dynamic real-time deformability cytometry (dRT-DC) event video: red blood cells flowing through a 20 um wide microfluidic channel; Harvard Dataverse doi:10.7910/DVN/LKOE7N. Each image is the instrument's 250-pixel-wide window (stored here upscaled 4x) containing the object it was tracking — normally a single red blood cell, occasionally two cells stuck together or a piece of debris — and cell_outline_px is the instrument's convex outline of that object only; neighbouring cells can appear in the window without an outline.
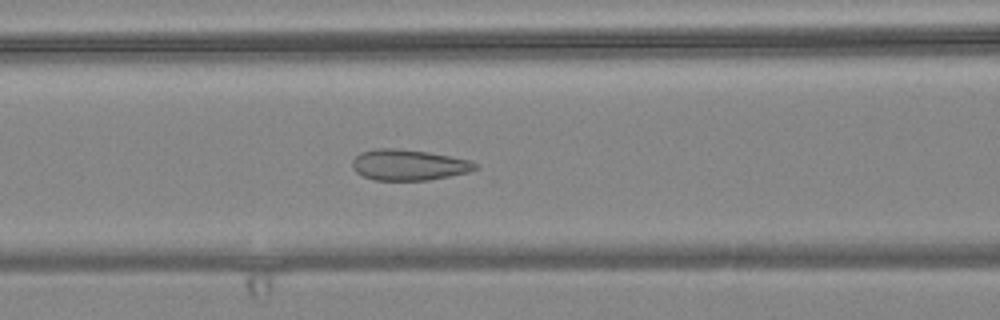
{"species": "common noctule bat (a hibernating species)", "species_latin": "Nyctalus noctula", "temperature_condition": "warm", "stored_images_in_passage": 48, "camera_frame_rate_fps": 3000, "um_per_image_px": 0.085, "animal": {"sex": "female", "body_mass_g": 24.6, "forearm_length_mm": 56.2}, "frame": {"image": 1, "passage_image": 22, "time_ms": 7.0, "image_size_px": [1000, 320], "cell_outline_px": [[480, 168], [468, 172], [428, 180], [376, 180], [364, 176], [356, 172], [352, 168], [352, 160], [360, 152], [376, 148], [396, 148], [428, 152], [472, 160], [480, 164]], "centroid_in_image_um": [34.77, 14.01], "position_along_channel_um": 131.8, "area_um2": 22.25}}
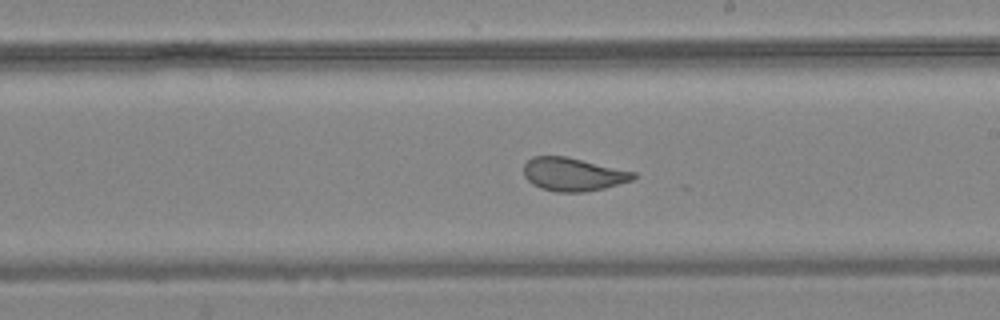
{"frame": {"image": 2, "passage_image": 31, "time_ms": 10.0, "image_size_px": [1000, 320], "cell_outline_px": [[636, 176], [632, 180], [604, 188], [584, 192], [556, 192], [540, 188], [532, 184], [524, 176], [524, 164], [532, 156], [564, 156], [636, 172]], "centroid_in_image_um": [48.68, 14.82], "position_along_channel_um": 240.3, "area_um2": 21.15}}
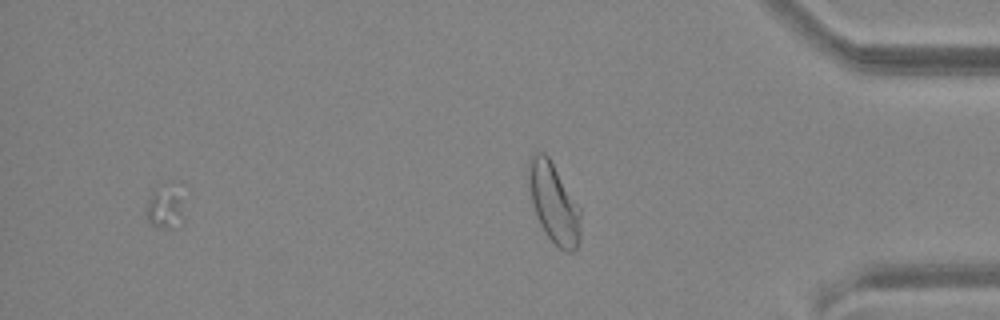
{"frame": {"image": 3, "passage_image": 45, "time_ms": 14.667, "image_size_px": [1000, 320], "cell_outline_px": [[192, 192], [184, 224], [172, 228], [160, 228], [152, 224], [148, 220], [144, 208], [152, 192], [156, 188], [168, 180], [180, 180]], "centroid_in_image_um": [14.33, 17.4], "position_along_channel_um": 420.9, "area_um2": 12.31}, "authors_computed_cell_mechanics": {"area_um2": 22.0218, "velocity_mm_per_s": 3.6177, "shape_relaxation_time_tau1_ms": 9.516, "shape_relaxation_time_tau2_ms": 0.7648, "deformation_change_tau1": 0.1992, "deformation_change_tau2": 0.0539}}